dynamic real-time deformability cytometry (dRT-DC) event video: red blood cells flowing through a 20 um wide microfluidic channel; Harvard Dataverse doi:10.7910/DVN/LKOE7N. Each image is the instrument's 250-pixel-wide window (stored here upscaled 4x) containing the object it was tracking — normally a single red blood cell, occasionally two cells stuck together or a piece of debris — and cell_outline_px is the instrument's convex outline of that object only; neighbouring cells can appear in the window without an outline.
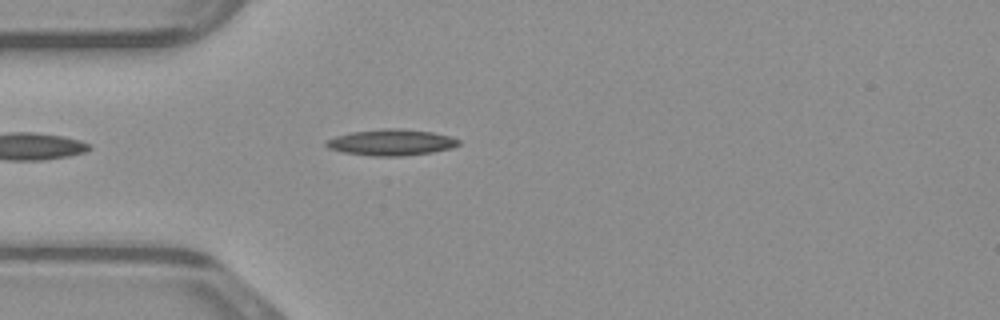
{"species": "common noctule bat (a hibernating species)", "species_latin": "Nyctalus noctula", "temperature_condition": "warm", "stored_images_in_passage": 31, "camera_frame_rate_fps": 3000, "um_per_image_px": 0.085, "animal": {"sex": "male", "body_mass_g": 23.1, "forearm_length_mm": 52.7}, "frame": {"image": 1, "passage_image": 1, "time_ms": 0.0, "image_size_px": [1000, 320], "cell_outline_px": [[460, 144], [452, 148], [432, 152], [404, 156], [372, 156], [340, 152], [328, 148], [324, 144], [324, 140], [336, 136], [352, 132], [380, 128], [400, 128], [432, 132], [452, 136], [460, 140]], "centroid_in_image_um": [33.24, 12.1], "position_along_channel_um": 51.8, "area_um2": 20.52}}
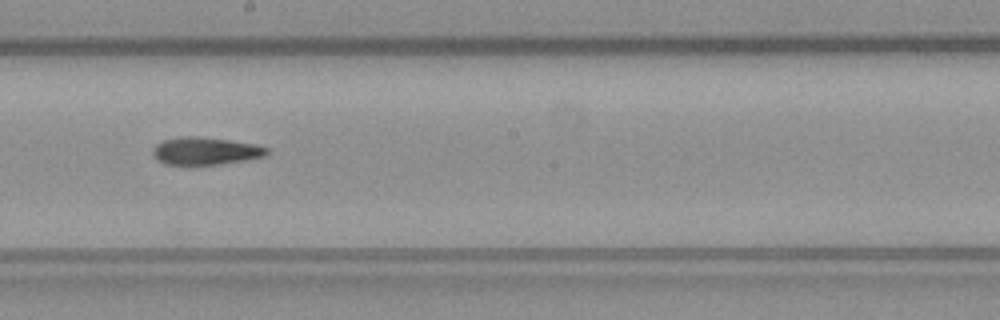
{"frame": {"image": 2, "passage_image": 14, "time_ms": 4.333, "image_size_px": [1000, 320], "cell_outline_px": [[268, 152], [264, 156], [244, 160], [220, 164], [192, 168], [164, 164], [156, 160], [152, 152], [152, 148], [156, 144], [164, 140], [180, 136], [200, 136], [256, 144], [268, 148]], "centroid_in_image_um": [17.38, 12.87], "position_along_channel_um": 230.8, "area_um2": 19.07}}
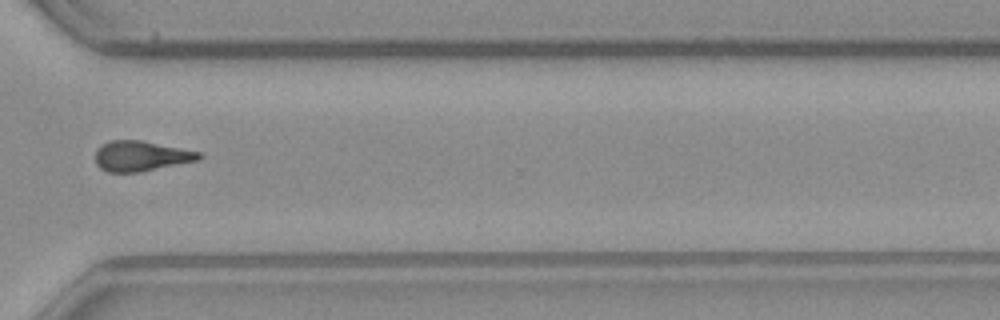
{"frame": {"image": 3, "passage_image": 23, "time_ms": 7.333, "image_size_px": [1000, 320], "cell_outline_px": [[204, 156], [200, 160], [140, 172], [108, 172], [100, 168], [96, 164], [96, 152], [108, 140], [140, 140], [200, 152]], "centroid_in_image_um": [12.01, 13.27], "position_along_channel_um": 358.6, "area_um2": 18.15}}